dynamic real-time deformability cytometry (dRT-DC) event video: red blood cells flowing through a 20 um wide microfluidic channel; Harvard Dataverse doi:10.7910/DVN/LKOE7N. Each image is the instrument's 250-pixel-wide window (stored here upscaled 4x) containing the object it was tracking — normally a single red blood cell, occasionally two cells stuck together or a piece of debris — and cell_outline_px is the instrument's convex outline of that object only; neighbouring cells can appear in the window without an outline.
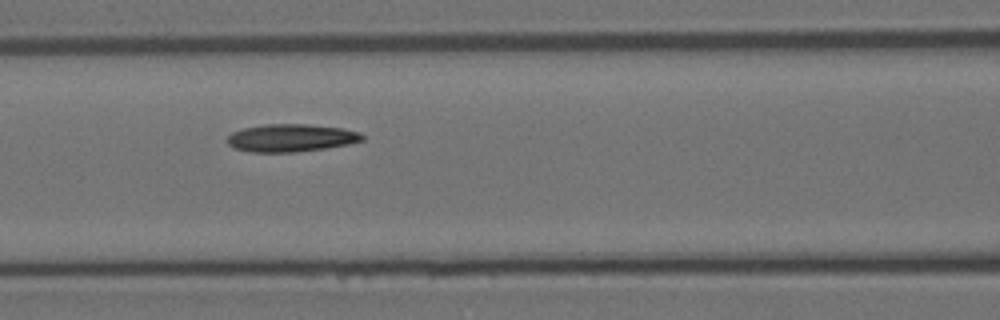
{"species": "Egyptian fruit bat (a non-hibernating species)", "species_latin": "Rousettus aegyptiacus", "temperature_condition": "room temperature", "stored_images_in_passage": 11, "camera_frame_rate_fps": 3000, "um_per_image_px": 0.085, "animal": {"sex": "female"}, "frame": {"image": 1, "passage_image": 7, "time_ms": 2.0, "image_size_px": [1000, 320], "cell_outline_px": [[364, 140], [348, 144], [324, 148], [296, 152], [252, 152], [236, 148], [228, 144], [224, 140], [232, 132], [244, 128], [264, 124], [308, 124], [344, 128], [360, 132], [364, 136]], "centroid_in_image_um": [24.74, 11.71], "position_along_channel_um": 141.9, "area_um2": 21.85}}
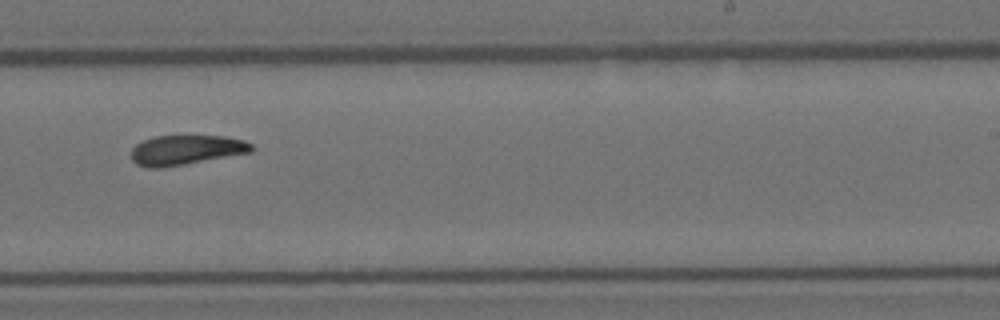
{"frame": {"image": 2, "passage_image": 10, "time_ms": 3.0, "image_size_px": [1000, 320], "cell_outline_px": [[256, 148], [252, 152], [160, 168], [148, 168], [136, 164], [132, 160], [132, 148], [136, 144], [144, 140], [156, 136], [224, 136], [244, 140], [252, 144]], "centroid_in_image_um": [15.83, 12.74], "position_along_channel_um": 273.2, "area_um2": 20.75}}
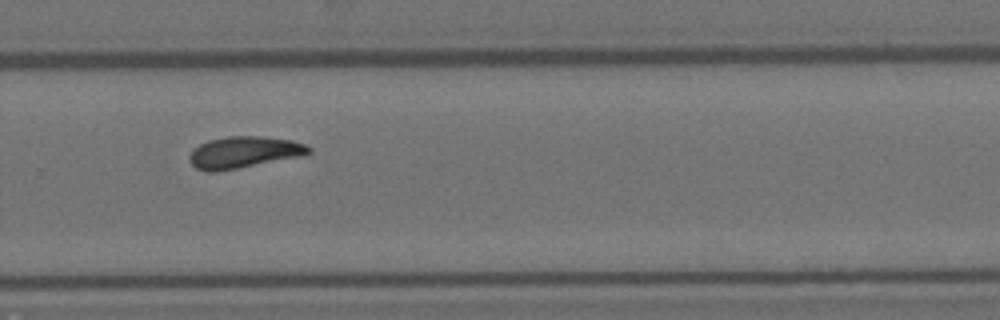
{"frame": {"image": 3, "passage_image": 11, "time_ms": 3.333, "image_size_px": [1000, 320], "cell_outline_px": [[312, 152], [304, 156], [216, 172], [208, 172], [196, 168], [188, 160], [188, 156], [200, 144], [208, 140], [228, 136], [260, 136], [292, 140], [304, 144], [312, 148]], "centroid_in_image_um": [20.76, 12.95], "position_along_channel_um": 309.0, "area_um2": 22.08}}